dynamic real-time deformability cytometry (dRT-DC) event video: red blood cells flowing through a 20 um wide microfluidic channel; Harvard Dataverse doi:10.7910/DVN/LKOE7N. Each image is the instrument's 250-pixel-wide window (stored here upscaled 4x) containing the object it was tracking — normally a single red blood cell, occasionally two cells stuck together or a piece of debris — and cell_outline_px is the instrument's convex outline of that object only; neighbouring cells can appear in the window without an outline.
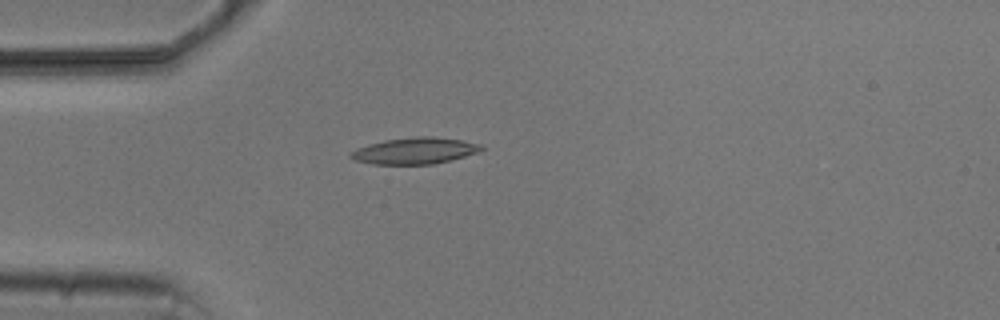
{"species": "common noctule bat (a hibernating species)", "species_latin": "Nyctalus noctula", "temperature_condition": "cold", "stored_images_in_passage": 5, "camera_frame_rate_fps": 3000, "um_per_image_px": 0.085, "animal": {"sex": "male", "body_mass_g": 20.5, "forearm_length_mm": 52.5}, "frame": {"image": 1, "passage_image": 5, "time_ms": 4.667, "image_size_px": [1000, 320], "cell_outline_px": [[484, 148], [476, 152], [464, 156], [432, 164], [372, 164], [356, 160], [348, 156], [356, 148], [368, 144], [384, 140], [412, 136], [432, 136], [460, 140], [480, 144]], "centroid_in_image_um": [35.21, 12.8], "position_along_channel_um": 49.8, "area_um2": 19.88}}